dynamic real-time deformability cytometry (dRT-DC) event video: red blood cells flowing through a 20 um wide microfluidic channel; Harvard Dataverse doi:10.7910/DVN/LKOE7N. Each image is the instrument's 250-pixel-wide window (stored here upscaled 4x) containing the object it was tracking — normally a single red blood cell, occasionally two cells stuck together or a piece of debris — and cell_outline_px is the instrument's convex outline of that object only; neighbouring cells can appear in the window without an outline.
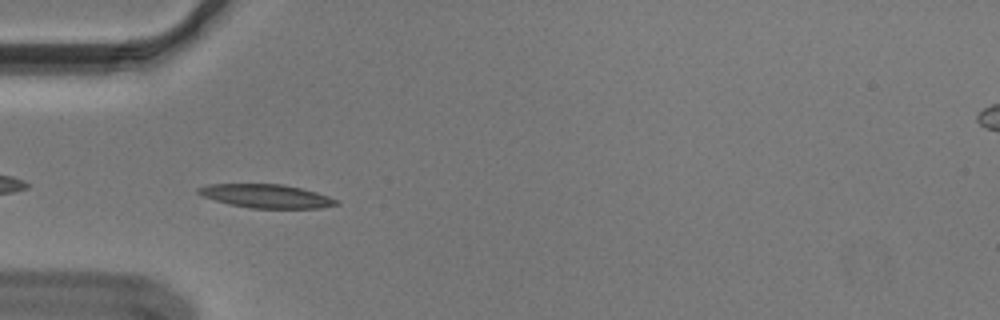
{"species": "Egyptian fruit bat (a non-hibernating species)", "species_latin": "Rousettus aegyptiacus", "temperature_condition": "cold", "stored_images_in_passage": 40, "segment_of_instrument_passage": [1, 2], "camera_frame_rate_fps": 3000, "um_per_image_px": 0.085, "animal": {"sex": "male"}, "frame": {"image": 1, "passage_image": 2, "time_ms": 0.333, "image_size_px": [1000, 320], "cell_outline_px": [[340, 204], [320, 208], [252, 208], [228, 204], [204, 196], [196, 192], [196, 188], [208, 184], [280, 184], [300, 188], [316, 192], [340, 200]], "centroid_in_image_um": [22.65, 16.67], "position_along_channel_um": 62.4, "area_um2": 18.9}}
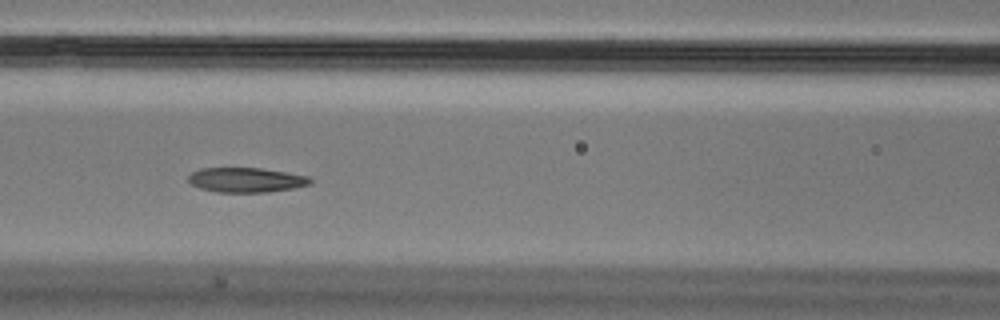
{"frame": {"image": 2, "passage_image": 9, "time_ms": 2.667, "image_size_px": [1000, 320], "cell_outline_px": [[312, 184], [292, 188], [268, 192], [216, 192], [200, 188], [192, 184], [188, 180], [188, 176], [192, 172], [200, 168], [260, 168], [288, 172], [308, 176], [312, 180]], "centroid_in_image_um": [20.93, 15.29], "position_along_channel_um": 145.7, "area_um2": 17.57}}
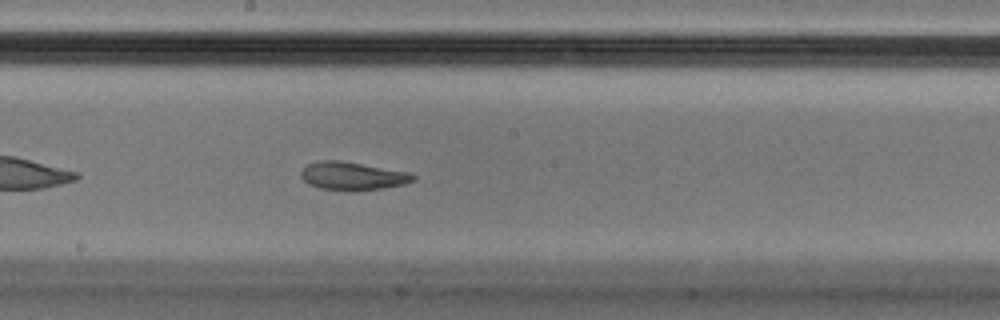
{"frame": {"image": 3, "passage_image": 15, "time_ms": 4.667, "image_size_px": [1000, 320], "cell_outline_px": [[416, 180], [404, 184], [380, 188], [320, 188], [308, 184], [300, 176], [300, 172], [308, 164], [320, 160], [340, 160], [408, 172], [416, 176]], "centroid_in_image_um": [29.95, 14.91], "position_along_channel_um": 218.2, "area_um2": 17.57}}